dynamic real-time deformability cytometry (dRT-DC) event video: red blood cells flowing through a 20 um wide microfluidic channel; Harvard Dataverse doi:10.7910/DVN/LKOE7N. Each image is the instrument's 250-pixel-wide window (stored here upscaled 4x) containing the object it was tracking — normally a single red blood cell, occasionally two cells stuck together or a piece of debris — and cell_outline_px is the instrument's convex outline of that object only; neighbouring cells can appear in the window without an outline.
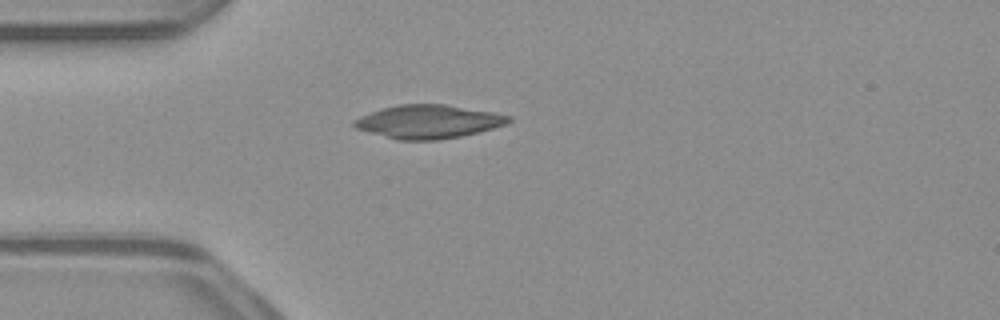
{"species": "common noctule bat (a hibernating species)", "species_latin": "Nyctalus noctula", "temperature_condition": "warm", "stored_images_in_passage": 39, "camera_frame_rate_fps": 3000, "um_per_image_px": 0.085, "animal": {"sex": "male", "body_mass_g": 23.1, "forearm_length_mm": 52.7}, "frame": {"image": 1, "passage_image": 1, "time_ms": 0.0, "image_size_px": [1000, 320], "cell_outline_px": [[512, 120], [504, 124], [492, 128], [460, 136], [440, 140], [396, 140], [356, 128], [352, 124], [352, 120], [360, 116], [380, 108], [400, 104], [444, 104], [492, 112], [512, 116]], "centroid_in_image_um": [36.36, 10.34], "position_along_channel_um": 48.6, "area_um2": 30.0}}
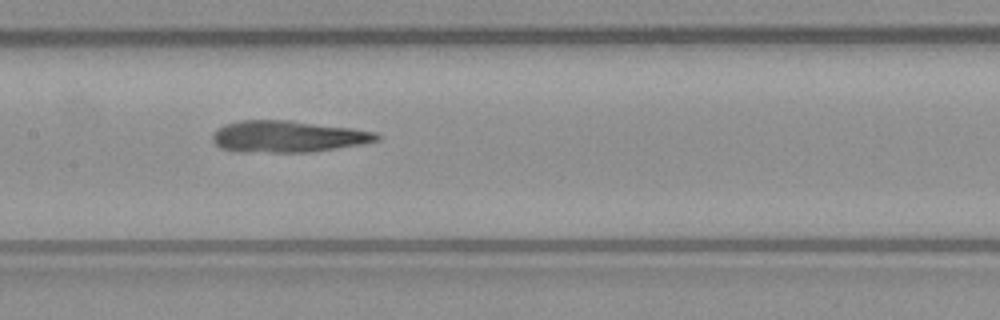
{"frame": {"image": 2, "passage_image": 12, "time_ms": 3.667, "image_size_px": [1000, 320], "cell_outline_px": [[380, 140], [360, 144], [312, 152], [236, 152], [220, 148], [212, 140], [212, 136], [216, 128], [224, 124], [240, 120], [292, 120], [352, 128], [376, 132], [380, 136]], "centroid_in_image_um": [24.42, 11.6], "position_along_channel_um": 183.0, "area_um2": 30.52}}
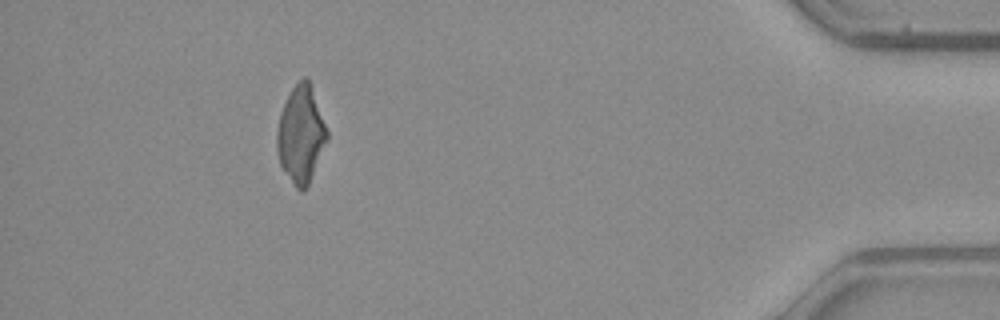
{"frame": {"image": 3, "passage_image": 34, "time_ms": 11.0, "image_size_px": [1000, 320], "cell_outline_px": [[328, 140], [308, 184], [300, 192], [296, 188], [280, 164], [276, 148], [276, 128], [280, 112], [292, 88], [304, 76], [308, 80], [312, 88], [328, 132]], "centroid_in_image_um": [25.56, 11.43], "position_along_channel_um": 409.6, "area_um2": 27.98}, "authors_computed_cell_mechanics": {"area_um2": 29.9982, "velocity_mm_per_s": 3.9562, "shape_relaxation_time_tau1_ms": 9.2332, "shape_relaxation_time_tau2_ms": 2.9644, "deformation_change_tau1": 0.2763, "deformation_change_tau2": 0.105}}